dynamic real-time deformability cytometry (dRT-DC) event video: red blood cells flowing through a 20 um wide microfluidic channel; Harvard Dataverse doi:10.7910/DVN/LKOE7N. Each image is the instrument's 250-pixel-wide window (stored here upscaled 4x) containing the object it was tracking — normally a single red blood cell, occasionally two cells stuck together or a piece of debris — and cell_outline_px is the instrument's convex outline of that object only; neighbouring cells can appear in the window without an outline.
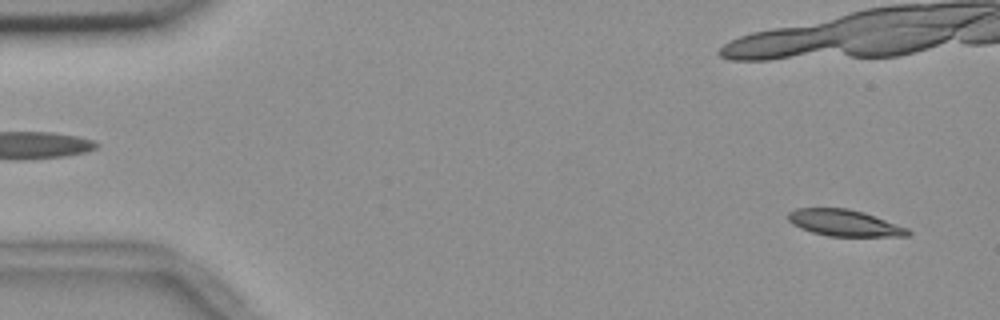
{"species": "common noctule bat (a hibernating species)", "species_latin": "Nyctalus noctula", "temperature_condition": "room temperature", "stored_images_in_passage": 13, "camera_frame_rate_fps": 3000, "um_per_image_px": 0.085, "animal": {"sex": "female", "body_mass_g": 18.4}, "frame": {"image": 1, "passage_image": 3, "time_ms": 0.667, "image_size_px": [1000, 320], "cell_outline_px": [[912, 232], [908, 236], [828, 236], [812, 232], [800, 228], [792, 224], [788, 220], [788, 212], [796, 208], [848, 208], [864, 212], [908, 228]], "centroid_in_image_um": [71.76, 18.94], "position_along_channel_um": 13.2, "area_um2": 18.5}}